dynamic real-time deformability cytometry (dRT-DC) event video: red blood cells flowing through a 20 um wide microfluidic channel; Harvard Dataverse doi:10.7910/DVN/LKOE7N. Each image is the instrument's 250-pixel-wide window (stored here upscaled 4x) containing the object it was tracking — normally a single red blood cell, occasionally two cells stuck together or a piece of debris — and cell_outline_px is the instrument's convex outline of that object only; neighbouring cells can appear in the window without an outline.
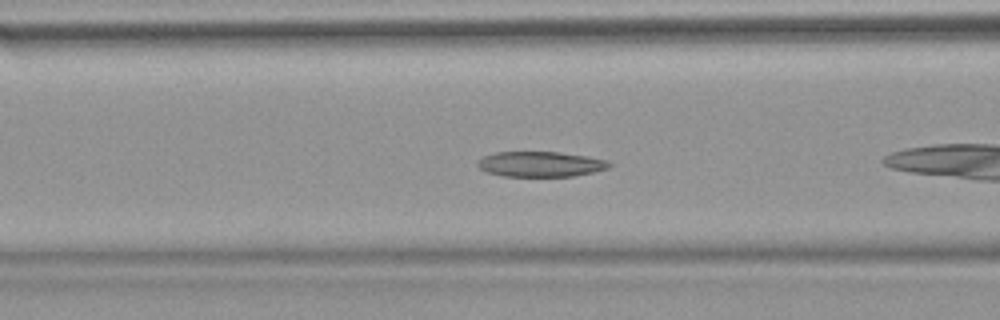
{"species": "common noctule bat (a hibernating species)", "species_latin": "Nyctalus noctula", "temperature_condition": "warm", "stored_images_in_passage": 39, "camera_frame_rate_fps": 3000, "um_per_image_px": 0.085, "animal": {"sex": "female", "body_mass_g": 18.4}, "frame": {"image": 1, "passage_image": 6, "time_ms": 1.667, "image_size_px": [1000, 320], "cell_outline_px": [[612, 164], [608, 168], [592, 172], [572, 176], [504, 176], [488, 172], [480, 168], [476, 164], [476, 160], [484, 156], [496, 152], [560, 152], [588, 156], [608, 160]], "centroid_in_image_um": [45.94, 13.94], "position_along_channel_um": 120.7, "area_um2": 19.36}, "authors_computed_cell_mechanics": {"area_um2": 20.0566, "velocity_mm_per_s": 3.7822, "shape_relaxation_time_tau1_ms": 3.7601, "shape_relaxation_time_tau2_ms": 2.9768, "deformation_change_tau1": 0.1059, "deformation_change_tau2": 0.0871}}